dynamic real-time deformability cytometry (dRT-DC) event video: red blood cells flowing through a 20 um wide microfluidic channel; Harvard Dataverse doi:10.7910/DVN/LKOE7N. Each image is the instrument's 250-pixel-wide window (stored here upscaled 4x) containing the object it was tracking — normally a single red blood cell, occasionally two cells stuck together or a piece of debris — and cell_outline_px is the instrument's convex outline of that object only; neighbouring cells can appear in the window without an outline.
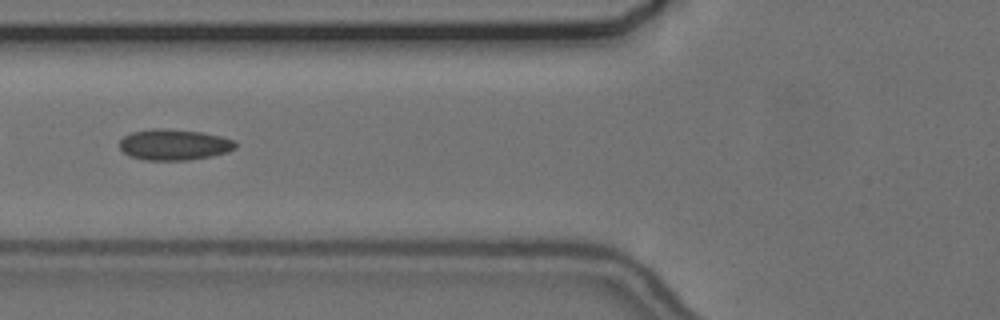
{"species": "common noctule bat (a hibernating species)", "species_latin": "Nyctalus noctula", "temperature_condition": "cold", "stored_images_in_passage": 48, "camera_frame_rate_fps": 3000, "um_per_image_px": 0.085, "animal": {"sex": "female", "body_mass_g": 24.6, "forearm_length_mm": 56.2}, "frame": {"image": 1, "passage_image": 14, "time_ms": 4.333, "image_size_px": [1000, 320], "cell_outline_px": [[236, 148], [228, 152], [212, 156], [188, 160], [144, 160], [128, 156], [120, 148], [120, 140], [124, 136], [132, 132], [152, 128], [164, 128], [204, 132], [236, 140]], "centroid_in_image_um": [14.81, 12.29], "position_along_channel_um": 111.0, "area_um2": 21.15}}
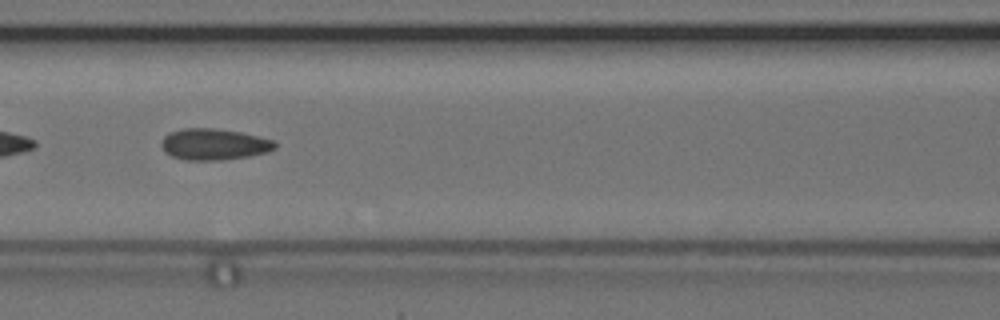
{"frame": {"image": 2, "passage_image": 17, "time_ms": 5.333, "image_size_px": [1000, 320], "cell_outline_px": [[276, 148], [268, 152], [248, 156], [220, 160], [184, 160], [172, 156], [164, 152], [160, 144], [164, 136], [168, 132], [184, 128], [212, 128], [240, 132], [276, 140]], "centroid_in_image_um": [18.18, 12.26], "position_along_channel_um": 148.4, "area_um2": 20.87}}
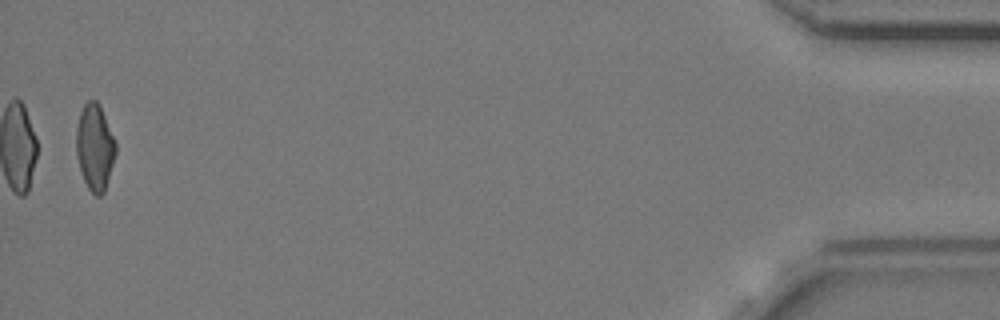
{"frame": {"image": 3, "passage_image": 47, "time_ms": 15.333, "image_size_px": [1000, 320], "cell_outline_px": [[116, 152], [104, 192], [100, 196], [96, 196], [88, 188], [84, 180], [80, 168], [76, 152], [76, 128], [80, 112], [84, 104], [88, 100], [96, 100], [100, 104], [116, 140]], "centroid_in_image_um": [8.07, 12.47], "position_along_channel_um": 427.1, "area_um2": 19.88}, "authors_computed_cell_mechanics": {"area_um2": 20.3745, "velocity_mm_per_s": 3.694, "shape_relaxation_time_tau1_ms": null, "shape_relaxation_time_tau2_ms": 1.9749, "deformation_change_tau1": null, "deformation_change_tau2": 0.0853}}